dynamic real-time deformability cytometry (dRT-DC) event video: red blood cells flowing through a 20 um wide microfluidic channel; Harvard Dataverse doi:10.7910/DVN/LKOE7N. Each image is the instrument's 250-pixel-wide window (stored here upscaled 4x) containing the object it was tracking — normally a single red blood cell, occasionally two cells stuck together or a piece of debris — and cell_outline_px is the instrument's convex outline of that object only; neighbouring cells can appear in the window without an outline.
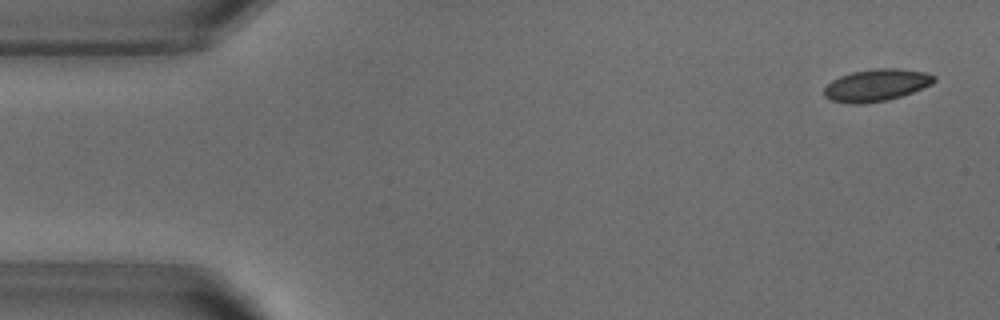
{"species": "common noctule bat (a hibernating species)", "species_latin": "Nyctalus noctula", "temperature_condition": "warm", "stored_images_in_passage": 52, "camera_frame_rate_fps": 3000, "um_per_image_px": 0.085, "animal": {"sex": "male", "body_mass_g": 18.8}, "frame": {"image": 1, "passage_image": 2, "time_ms": 0.333, "image_size_px": [1000, 320], "cell_outline_px": [[936, 80], [932, 84], [912, 92], [888, 100], [864, 104], [852, 104], [832, 100], [824, 96], [824, 88], [832, 80], [840, 76], [852, 72], [876, 68], [896, 68], [924, 72], [936, 76]], "centroid_in_image_um": [74.49, 7.24], "position_along_channel_um": 10.5, "area_um2": 20.52}}
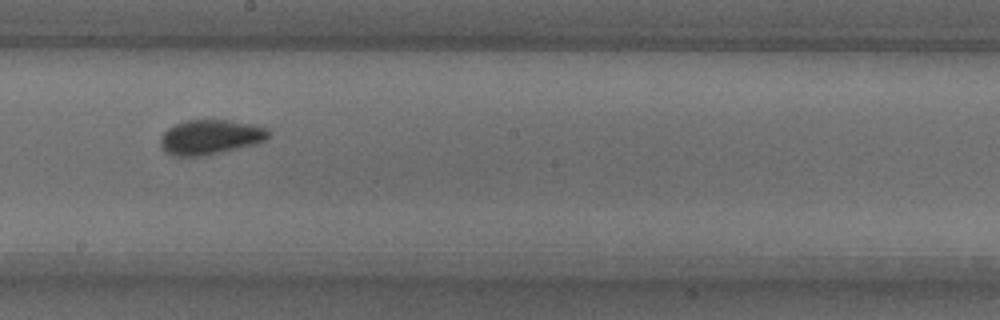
{"frame": {"image": 2, "passage_image": 28, "time_ms": 9.0, "image_size_px": [1000, 320], "cell_outline_px": [[268, 140], [256, 144], [208, 156], [172, 156], [164, 152], [160, 148], [160, 136], [168, 128], [184, 120], [228, 120], [256, 124], [268, 128]], "centroid_in_image_um": [17.88, 11.66], "position_along_channel_um": 230.3, "area_um2": 22.43}}
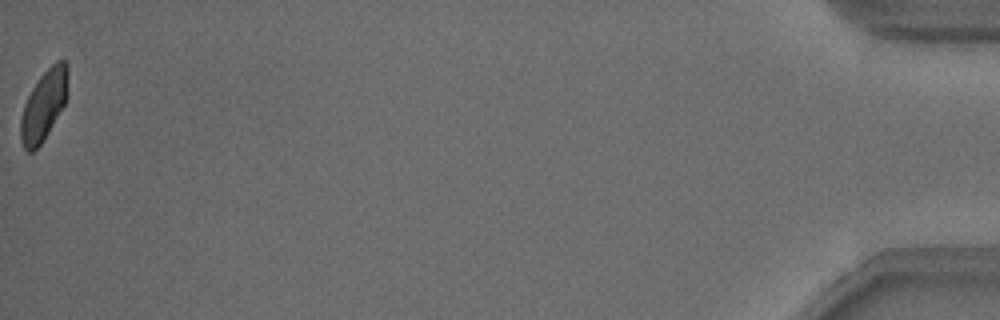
{"frame": {"image": 3, "passage_image": 52, "time_ms": 17.0, "image_size_px": [1000, 320], "cell_outline_px": [[68, 96], [64, 104], [44, 140], [32, 152], [28, 152], [24, 148], [20, 140], [20, 120], [24, 104], [32, 88], [40, 76], [56, 60], [64, 60], [68, 64]], "centroid_in_image_um": [3.73, 8.93], "position_along_channel_um": 431.5, "area_um2": 19.42}, "authors_computed_cell_mechanics": {"area_um2": 20.6346, "velocity_mm_per_s": 3.8185, "shape_relaxation_time_tau1_ms": 4.8568, "shape_relaxation_time_tau2_ms": 1.4065, "deformation_change_tau1": 0.1185, "deformation_change_tau2": 0.0526}}